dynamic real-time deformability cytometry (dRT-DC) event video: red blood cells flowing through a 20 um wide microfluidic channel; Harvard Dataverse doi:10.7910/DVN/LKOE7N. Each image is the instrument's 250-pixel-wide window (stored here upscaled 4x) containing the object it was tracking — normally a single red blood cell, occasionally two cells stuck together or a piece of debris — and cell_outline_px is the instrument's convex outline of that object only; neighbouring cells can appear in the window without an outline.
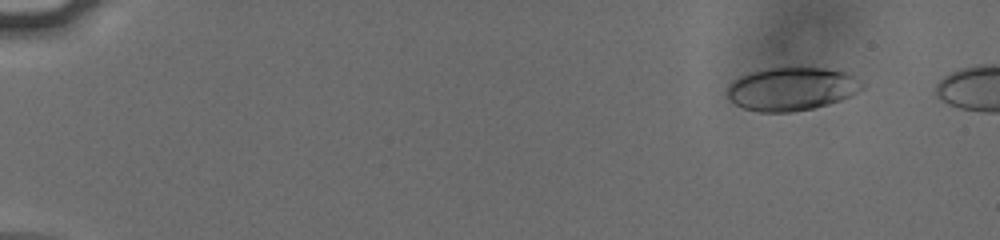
{"species": "human", "species_latin": "Homo sapiens", "temperature_condition": "cold", "stored_images_in_passage": 50, "camera_frame_rate_fps": 3000, "um_per_image_px": 0.085, "donor": {"sex": "male"}, "frame": {"image": 1, "passage_image": 1, "time_ms": 0.0, "image_size_px": [1000, 240], "cell_outline_px": [[864, 88], [840, 100], [828, 104], [812, 108], [792, 112], [760, 112], [744, 108], [736, 104], [728, 96], [728, 88], [732, 80], [740, 76], [752, 72], [768, 68], [820, 68], [844, 72], [860, 80], [864, 84]], "centroid_in_image_um": [67.28, 7.56], "position_along_channel_um": 17.7, "area_um2": 33.52}}
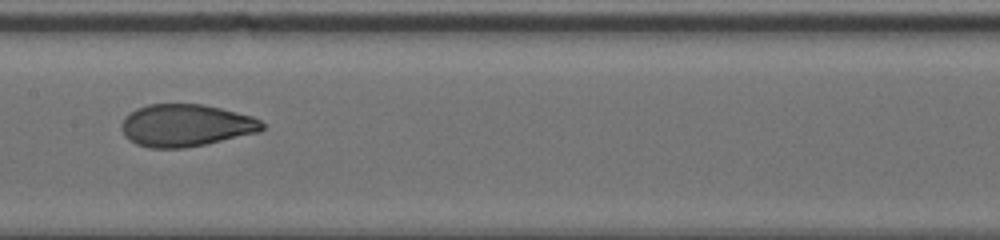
{"frame": {"image": 2, "passage_image": 26, "time_ms": 8.333, "image_size_px": [1000, 240], "cell_outline_px": [[264, 128], [260, 132], [204, 144], [184, 148], [152, 148], [136, 144], [124, 136], [120, 124], [124, 116], [136, 108], [148, 104], [204, 104], [252, 116], [260, 120], [264, 124]], "centroid_in_image_um": [15.77, 10.65], "position_along_channel_um": 191.6, "area_um2": 34.74}}
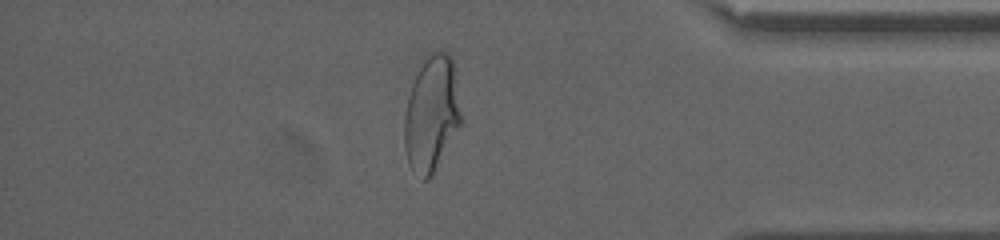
{"frame": {"image": 3, "passage_image": 44, "time_ms": 14.333, "image_size_px": [1000, 240], "cell_outline_px": [[460, 124], [432, 176], [428, 180], [424, 180], [408, 164], [404, 148], [404, 116], [408, 96], [412, 84], [428, 52], [448, 52], [452, 60], [460, 112]], "centroid_in_image_um": [36.64, 9.7], "position_along_channel_um": 398.6, "area_um2": 37.45}}